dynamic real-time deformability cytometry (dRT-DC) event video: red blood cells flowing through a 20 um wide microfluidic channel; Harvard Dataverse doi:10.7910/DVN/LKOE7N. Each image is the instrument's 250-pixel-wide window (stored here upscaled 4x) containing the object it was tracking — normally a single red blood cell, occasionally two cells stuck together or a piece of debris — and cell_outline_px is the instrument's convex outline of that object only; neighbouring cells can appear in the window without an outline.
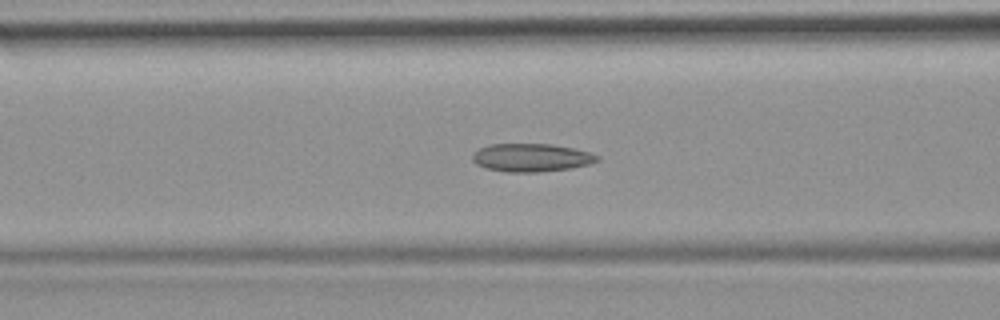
{"species": "common noctule bat (a hibernating species)", "species_latin": "Nyctalus noctula", "temperature_condition": "room temperature", "stored_images_in_passage": 52, "camera_frame_rate_fps": 3000, "um_per_image_px": 0.085, "animal": {"sex": "female", "body_mass_g": 19.9}, "frame": {"image": 1, "passage_image": 20, "time_ms": 6.333, "image_size_px": [1000, 320], "cell_outline_px": [[600, 160], [588, 164], [572, 168], [540, 172], [508, 172], [484, 168], [476, 164], [472, 160], [472, 152], [488, 144], [552, 144], [572, 148], [588, 152], [600, 156]], "centroid_in_image_um": [45.13, 13.4], "position_along_channel_um": 121.5, "area_um2": 20.58}}
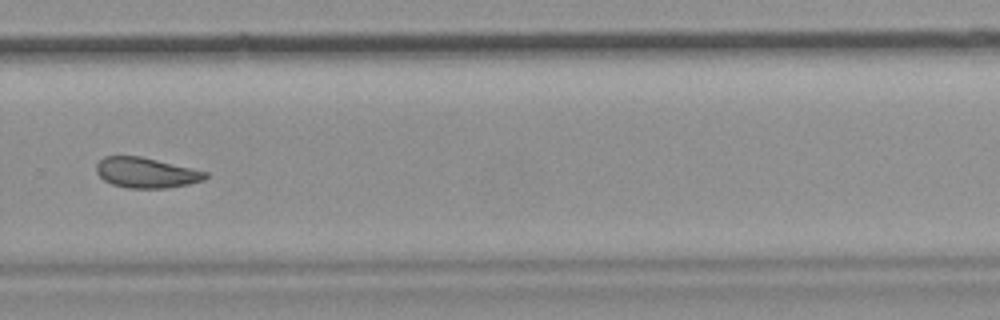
{"frame": {"image": 2, "passage_image": 35, "time_ms": 11.333, "image_size_px": [1000, 320], "cell_outline_px": [[208, 176], [204, 180], [188, 184], [168, 188], [128, 188], [112, 184], [104, 180], [96, 172], [96, 164], [104, 156], [140, 156], [192, 168], [208, 172]], "centroid_in_image_um": [12.42, 14.68], "position_along_channel_um": 317.4, "area_um2": 19.25}}
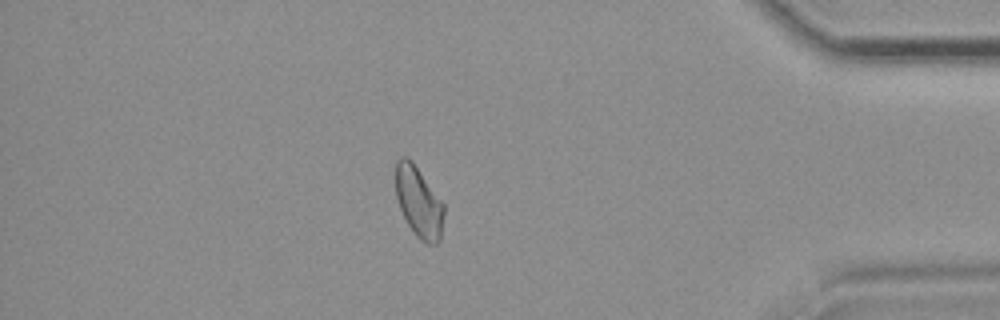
{"frame": {"image": 3, "passage_image": 44, "time_ms": 14.333, "image_size_px": [1000, 320], "cell_outline_px": [[444, 212], [440, 240], [436, 244], [424, 244], [416, 236], [408, 224], [400, 208], [396, 196], [396, 160], [400, 156], [408, 156], [412, 160], [444, 204]], "centroid_in_image_um": [35.59, 17.16], "position_along_channel_um": 399.6, "area_um2": 19.94}, "authors_computed_cell_mechanics": {"area_um2": 20.6057, "velocity_mm_per_s": 3.9349, "shape_relaxation_time_tau1_ms": null, "shape_relaxation_time_tau2_ms": 4.6174, "deformation_change_tau1": null, "deformation_change_tau2": 0.1034}}